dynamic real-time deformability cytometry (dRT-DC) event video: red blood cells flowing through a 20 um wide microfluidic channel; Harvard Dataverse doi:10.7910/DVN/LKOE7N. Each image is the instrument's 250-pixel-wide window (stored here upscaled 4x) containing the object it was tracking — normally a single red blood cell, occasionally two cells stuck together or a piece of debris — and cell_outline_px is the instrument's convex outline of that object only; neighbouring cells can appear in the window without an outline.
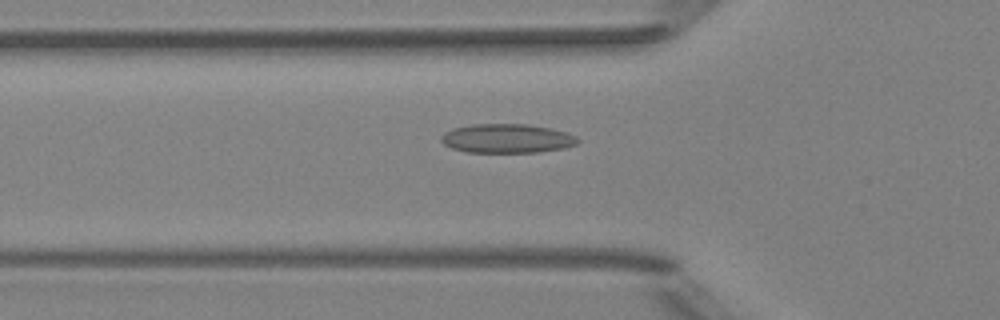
{"species": "Egyptian fruit bat (a non-hibernating species)", "species_latin": "Rousettus aegyptiacus", "temperature_condition": "room temperature", "stored_images_in_passage": 46, "camera_frame_rate_fps": 3000, "um_per_image_px": 0.085, "animal": {"sex": "female"}, "frame": {"image": 1, "passage_image": 18, "time_ms": 5.667, "image_size_px": [1000, 320], "cell_outline_px": [[580, 140], [576, 144], [564, 148], [540, 152], [468, 152], [452, 148], [444, 144], [440, 140], [440, 136], [444, 132], [452, 128], [472, 124], [528, 124], [548, 128], [564, 132], [576, 136]], "centroid_in_image_um": [43.06, 11.77], "position_along_channel_um": 82.7, "area_um2": 23.12}}
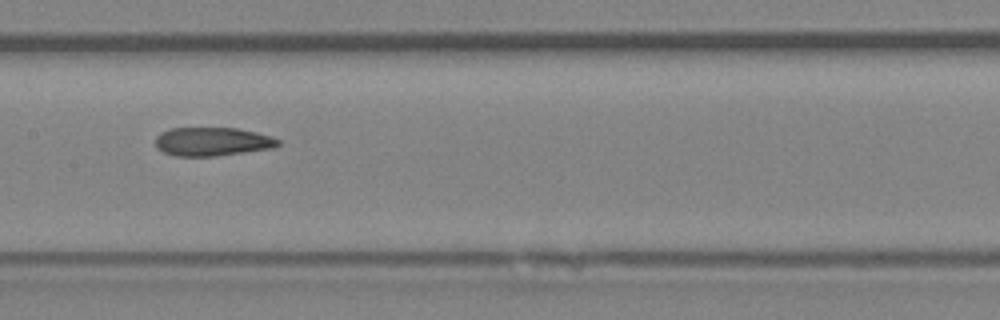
{"frame": {"image": 2, "passage_image": 26, "time_ms": 8.333, "image_size_px": [1000, 320], "cell_outline_px": [[280, 144], [276, 148], [216, 156], [176, 156], [164, 152], [156, 148], [156, 136], [160, 132], [168, 128], [236, 128], [256, 132], [272, 136], [280, 140]], "centroid_in_image_um": [18.07, 12.04], "position_along_channel_um": 189.3, "area_um2": 20.69}}
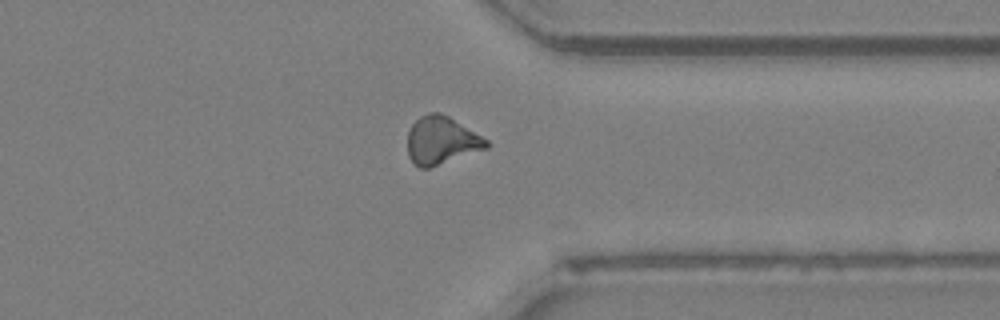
{"frame": {"image": 3, "passage_image": 40, "time_ms": 13.0, "image_size_px": [1000, 320], "cell_outline_px": [[492, 144], [488, 148], [428, 168], [420, 168], [408, 156], [408, 132], [412, 124], [420, 116], [428, 112], [440, 112], [448, 116], [488, 140]], "centroid_in_image_um": [37.52, 11.93], "position_along_channel_um": 373.9, "area_um2": 21.85}, "authors_computed_cell_mechanics": {"area_um2": 21.2704, "velocity_mm_per_s": 4.0048, "shape_relaxation_time_tau1_ms": null, "shape_relaxation_time_tau2_ms": 9.8353, "deformation_change_tau1": null, "deformation_change_tau2": 0.19}}